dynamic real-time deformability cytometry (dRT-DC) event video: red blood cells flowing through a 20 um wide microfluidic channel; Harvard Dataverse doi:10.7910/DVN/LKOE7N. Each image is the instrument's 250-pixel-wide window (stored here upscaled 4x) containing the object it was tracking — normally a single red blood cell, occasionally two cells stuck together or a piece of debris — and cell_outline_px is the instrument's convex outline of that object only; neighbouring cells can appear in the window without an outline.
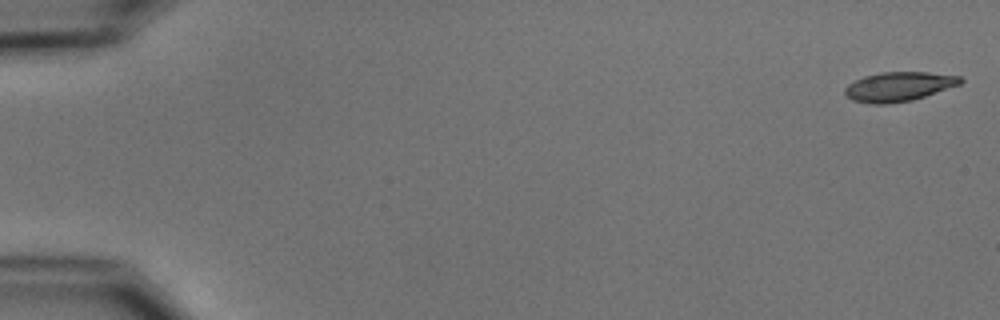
{"species": "common noctule bat (a hibernating species)", "species_latin": "Nyctalus noctula", "temperature_condition": "cold", "stored_images_in_passage": 8, "camera_frame_rate_fps": 3000, "um_per_image_px": 0.085, "animal": {"sex": "male", "body_mass_g": 15.6}, "frame": {"image": 1, "passage_image": 1, "time_ms": 0.0, "image_size_px": [1000, 320], "cell_outline_px": [[964, 80], [960, 84], [912, 100], [884, 104], [872, 104], [852, 100], [844, 92], [844, 88], [848, 84], [864, 76], [880, 72], [928, 72], [960, 76]], "centroid_in_image_um": [76.38, 7.35], "position_along_channel_um": 8.6, "area_um2": 19.59}}
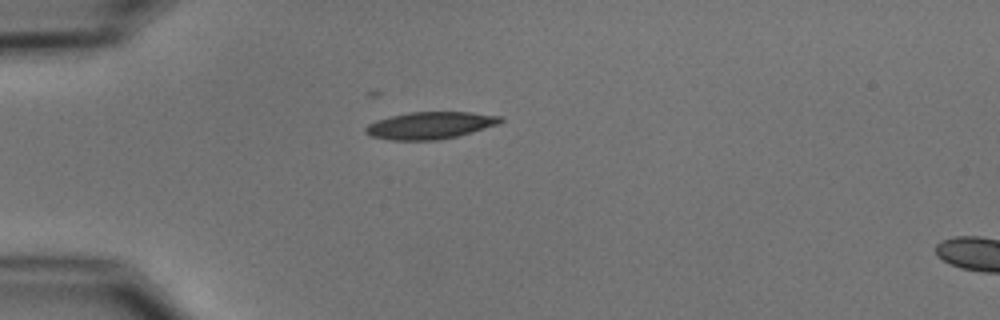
{"frame": {"image": 2, "passage_image": 5, "time_ms": 4.667, "image_size_px": [1000, 320], "cell_outline_px": [[504, 120], [500, 124], [472, 132], [456, 136], [436, 140], [392, 140], [372, 136], [364, 132], [364, 128], [368, 124], [376, 120], [408, 112], [472, 112], [500, 116]], "centroid_in_image_um": [36.57, 10.65], "position_along_channel_um": 48.4, "area_um2": 21.27}}